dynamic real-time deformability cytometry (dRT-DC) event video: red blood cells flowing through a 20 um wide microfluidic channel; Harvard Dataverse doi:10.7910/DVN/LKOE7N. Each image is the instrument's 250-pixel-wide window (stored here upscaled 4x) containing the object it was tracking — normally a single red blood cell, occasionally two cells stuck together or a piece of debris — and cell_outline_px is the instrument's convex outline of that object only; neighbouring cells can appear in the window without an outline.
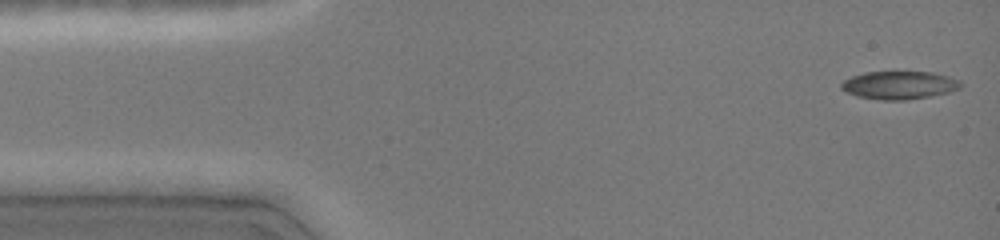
{"species": "common noctule bat (a hibernating species)", "species_latin": "Nyctalus noctula", "temperature_condition": "cold", "stored_images_in_passage": 44, "camera_frame_rate_fps": 3000, "um_per_image_px": 0.085, "animal": {"sex": "female", "body_mass_g": 19.0, "forearm_length_mm": 51.5}, "frame": {"image": 1, "passage_image": 1, "time_ms": 0.0, "image_size_px": [1000, 240], "cell_outline_px": [[960, 88], [948, 92], [928, 96], [904, 100], [880, 100], [856, 96], [840, 88], [840, 84], [844, 80], [852, 76], [864, 72], [932, 72], [948, 76], [960, 80]], "centroid_in_image_um": [76.4, 7.23], "position_along_channel_um": 8.6, "area_um2": 19.36}}
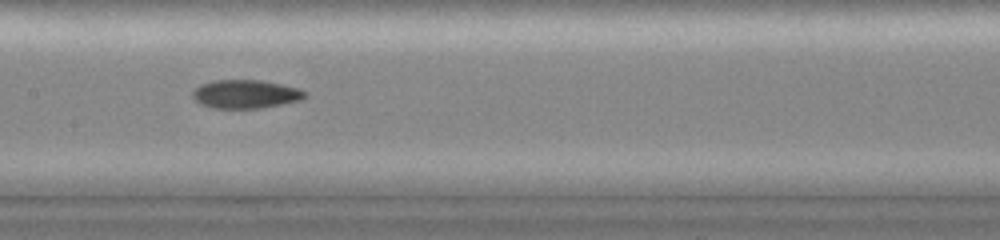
{"frame": {"image": 2, "passage_image": 19, "time_ms": 7.0, "image_size_px": [1000, 240], "cell_outline_px": [[308, 96], [300, 100], [260, 108], [212, 108], [200, 104], [192, 96], [192, 92], [200, 84], [212, 80], [260, 80], [280, 84], [296, 88], [308, 92]], "centroid_in_image_um": [20.86, 7.99], "position_along_channel_um": 186.5, "area_um2": 18.61}}
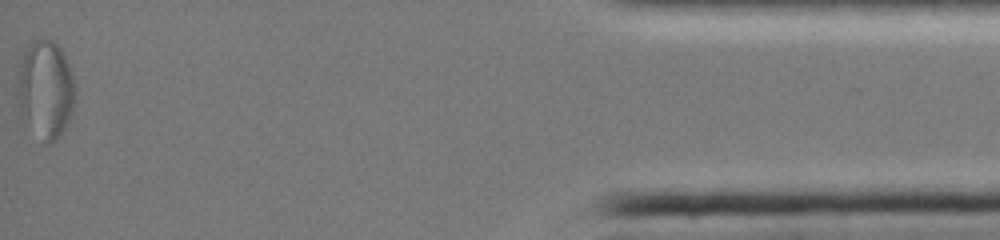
{"frame": {"image": 3, "passage_image": 44, "time_ms": 15.0, "image_size_px": [1000, 240], "cell_outline_px": [[76, 92], [72, 112], [60, 136], [52, 144], [20, 112], [16, 96], [16, 72], [24, 48], [32, 40], [44, 36], [52, 40], [60, 48], [68, 64], [76, 88]], "centroid_in_image_um": [3.85, 7.44], "position_along_channel_um": 431.4, "area_um2": 32.71}, "authors_computed_cell_mechanics": {"area_um2": 19.1896, "velocity_mm_per_s": 4.0773, "shape_relaxation_time_tau1_ms": null, "shape_relaxation_time_tau2_ms": 2.7804, "deformation_change_tau1": null, "deformation_change_tau2": 0.0682}}